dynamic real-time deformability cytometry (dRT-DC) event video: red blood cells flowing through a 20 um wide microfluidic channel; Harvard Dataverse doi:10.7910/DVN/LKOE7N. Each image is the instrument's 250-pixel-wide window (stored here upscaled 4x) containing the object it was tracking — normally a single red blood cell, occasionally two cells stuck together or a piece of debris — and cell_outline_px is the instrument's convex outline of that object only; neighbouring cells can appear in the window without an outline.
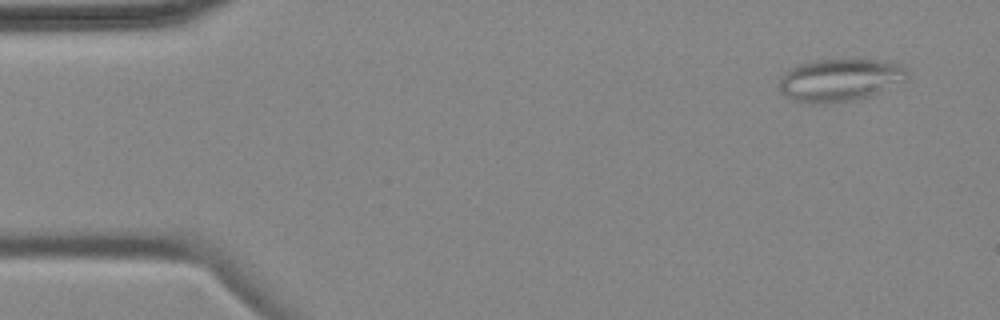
{"species": "common noctule bat (a hibernating species)", "species_latin": "Nyctalus noctula", "temperature_condition": "cold", "stored_images_in_passage": 5, "camera_frame_rate_fps": 3000, "um_per_image_px": 0.085, "animal": {"sex": "female", "body_mass_g": 18.4}, "frame": {"image": 1, "passage_image": 1, "time_ms": 0.0, "image_size_px": [1000, 320], "cell_outline_px": [[908, 80], [872, 96], [852, 100], [820, 104], [808, 104], [796, 100], [780, 92], [780, 80], [784, 72], [788, 68], [812, 60], [880, 60], [900, 64], [908, 72]], "centroid_in_image_um": [71.41, 6.8], "position_along_channel_um": 13.6, "area_um2": 31.91}}
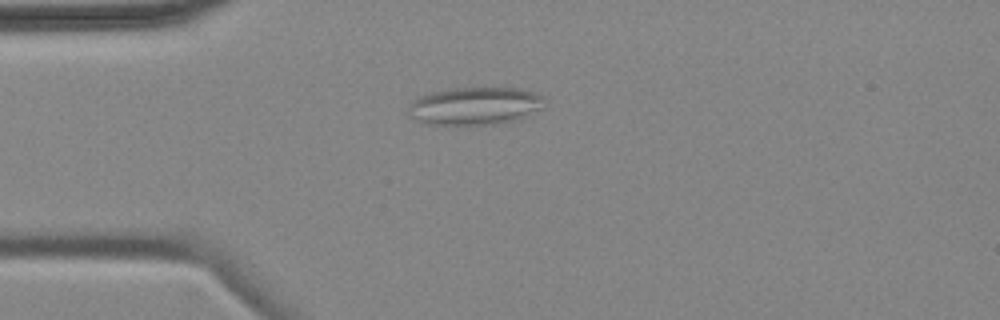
{"frame": {"image": 2, "passage_image": 3, "time_ms": 3.333, "image_size_px": [1000, 320], "cell_outline_px": [[548, 100], [540, 108], [524, 116], [512, 120], [496, 124], [428, 124], [412, 116], [408, 112], [408, 108], [412, 100], [428, 92], [448, 88], [520, 88], [536, 92], [544, 96]], "centroid_in_image_um": [40.38, 8.97], "position_along_channel_um": 44.6, "area_um2": 29.82}}